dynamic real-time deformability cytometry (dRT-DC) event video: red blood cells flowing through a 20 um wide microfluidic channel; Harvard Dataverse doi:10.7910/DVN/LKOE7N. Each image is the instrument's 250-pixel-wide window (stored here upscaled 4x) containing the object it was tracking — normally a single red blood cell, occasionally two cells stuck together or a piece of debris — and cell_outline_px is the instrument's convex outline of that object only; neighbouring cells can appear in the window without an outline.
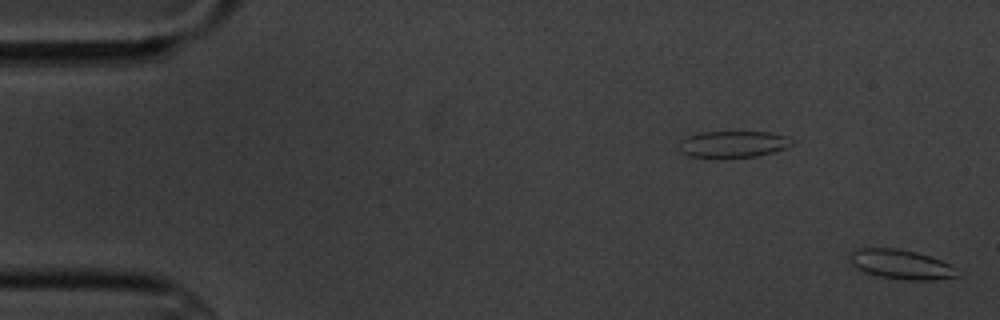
{"species": "common noctule bat (a hibernating species)", "species_latin": "Nyctalus noctula", "temperature_condition": "cold", "stored_images_in_passage": 3, "segment_of_instrument_passage": [2, 2], "camera_frame_rate_fps": 3000, "um_per_image_px": 0.085, "animal": {"sex": "male", "body_mass_g": 20.1, "forearm_length_mm": 53.5}, "frame": {"image": 1, "passage_image": 3, "time_ms": 2.0, "image_size_px": [1000, 320], "cell_outline_px": [[956, 276], [932, 280], [908, 280], [880, 276], [864, 272], [856, 268], [852, 264], [848, 256], [848, 252], [856, 248], [896, 248], [916, 252], [940, 260], [956, 268]], "centroid_in_image_um": [76.5, 22.46], "position_along_channel_um": 8.5, "area_um2": 18.32}}